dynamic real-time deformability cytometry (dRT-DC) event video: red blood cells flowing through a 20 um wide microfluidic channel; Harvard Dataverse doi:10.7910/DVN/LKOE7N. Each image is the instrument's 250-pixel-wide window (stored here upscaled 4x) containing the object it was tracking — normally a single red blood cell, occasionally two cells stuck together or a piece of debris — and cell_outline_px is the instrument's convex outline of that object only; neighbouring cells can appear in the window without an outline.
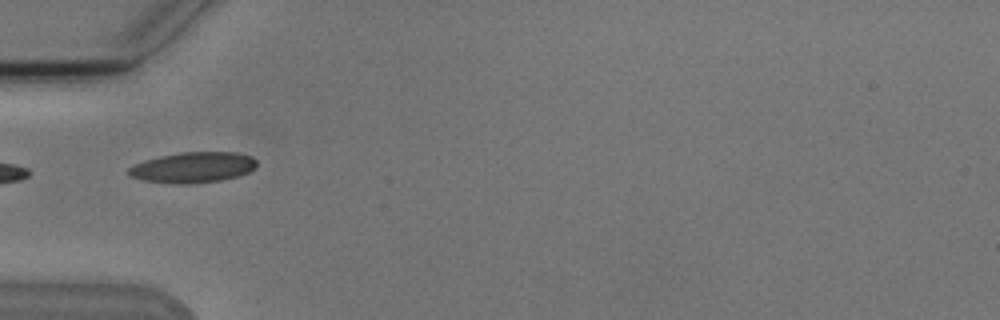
{"species": "Egyptian fruit bat (a non-hibernating species)", "species_latin": "Rousettus aegyptiacus", "temperature_condition": "cold", "stored_images_in_passage": 6, "camera_frame_rate_fps": 3000, "um_per_image_px": 0.085, "animal": {"sex": "male"}, "frame": {"image": 1, "passage_image": 3, "time_ms": 2.333, "image_size_px": [1000, 320], "cell_outline_px": [[256, 168], [248, 172], [236, 176], [220, 180], [188, 184], [180, 184], [144, 180], [128, 176], [128, 168], [144, 160], [160, 156], [180, 152], [236, 152], [252, 156], [256, 160]], "centroid_in_image_um": [16.41, 14.22], "position_along_channel_um": 68.6, "area_um2": 22.77}}
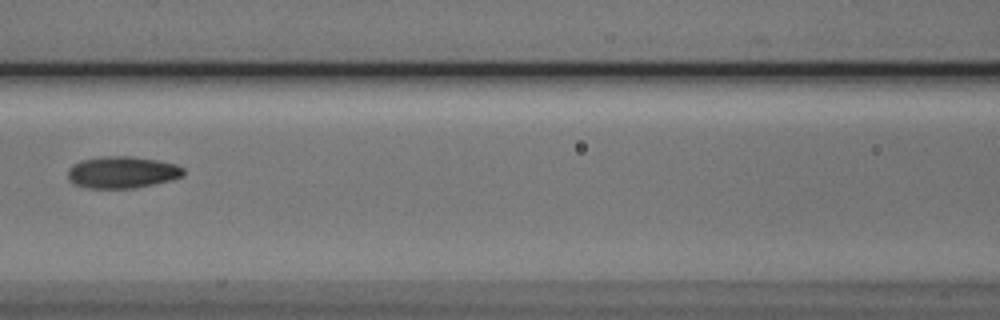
{"frame": {"image": 2, "passage_image": 5, "time_ms": 4.667, "image_size_px": [1000, 320], "cell_outline_px": [[184, 176], [172, 180], [132, 188], [84, 188], [72, 184], [68, 180], [68, 168], [72, 164], [80, 160], [104, 156], [132, 156], [156, 160], [176, 164], [184, 168]], "centroid_in_image_um": [10.35, 14.64], "position_along_channel_um": 156.3, "area_um2": 21.68}}
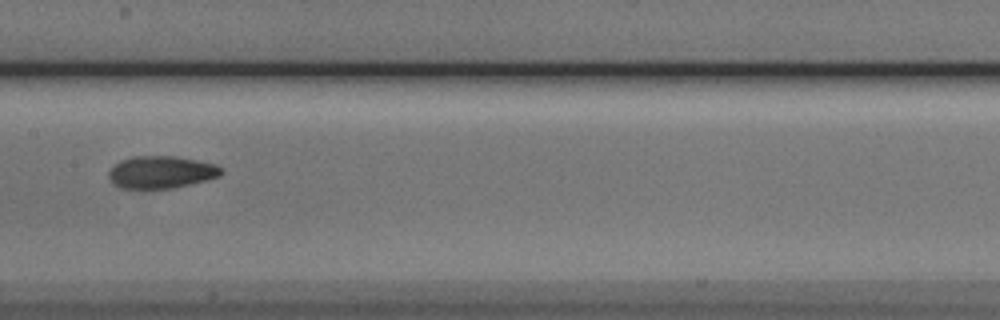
{"frame": {"image": 3, "passage_image": 6, "time_ms": 5.667, "image_size_px": [1000, 320], "cell_outline_px": [[224, 172], [220, 176], [172, 188], [120, 188], [112, 184], [108, 176], [108, 172], [120, 160], [132, 156], [176, 156], [216, 164]], "centroid_in_image_um": [13.67, 14.62], "position_along_channel_um": 193.7, "area_um2": 21.1}}